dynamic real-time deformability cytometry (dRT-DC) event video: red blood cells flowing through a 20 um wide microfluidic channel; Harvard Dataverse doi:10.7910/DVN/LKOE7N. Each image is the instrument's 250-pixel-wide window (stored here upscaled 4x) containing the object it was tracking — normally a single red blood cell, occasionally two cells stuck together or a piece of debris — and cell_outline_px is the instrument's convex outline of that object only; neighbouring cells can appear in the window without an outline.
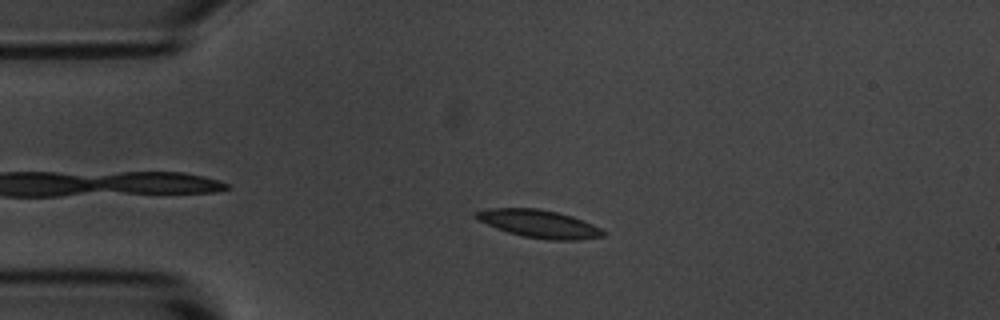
{"species": "common noctule bat (a hibernating species)", "species_latin": "Nyctalus noctula", "temperature_condition": "room temperature", "stored_images_in_passage": 45, "camera_frame_rate_fps": 3000, "um_per_image_px": 0.085, "animal": {"sex": "male", "body_mass_g": 20.1, "forearm_length_mm": 53.5}, "frame": {"image": 1, "passage_image": 7, "time_ms": 2.0, "image_size_px": [1000, 320], "cell_outline_px": [[604, 236], [576, 240], [548, 240], [524, 236], [508, 232], [496, 228], [476, 220], [472, 216], [472, 212], [488, 208], [536, 208], [556, 212], [572, 216], [592, 224], [600, 228], [604, 232]], "centroid_in_image_um": [45.74, 19.01], "position_along_channel_um": 39.3, "area_um2": 20.63}}
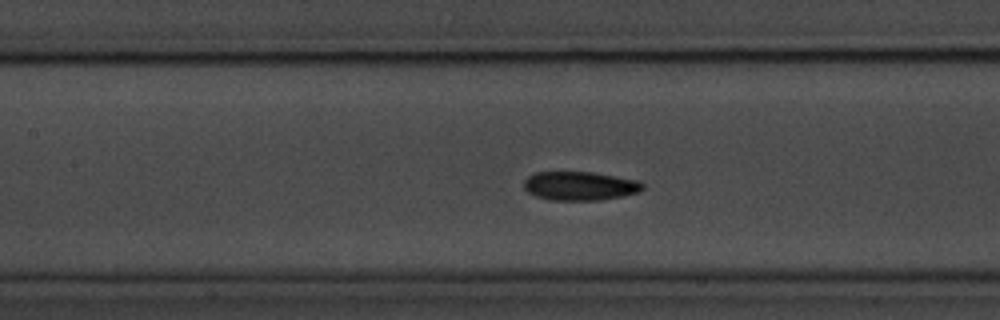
{"frame": {"image": 2, "passage_image": 19, "time_ms": 6.0, "image_size_px": [1000, 320], "cell_outline_px": [[644, 188], [640, 192], [624, 196], [596, 200], [548, 200], [536, 196], [528, 192], [524, 188], [524, 180], [528, 176], [536, 172], [592, 172], [640, 180], [644, 184]], "centroid_in_image_um": [49.32, 15.8], "position_along_channel_um": 158.1, "area_um2": 20.11}}
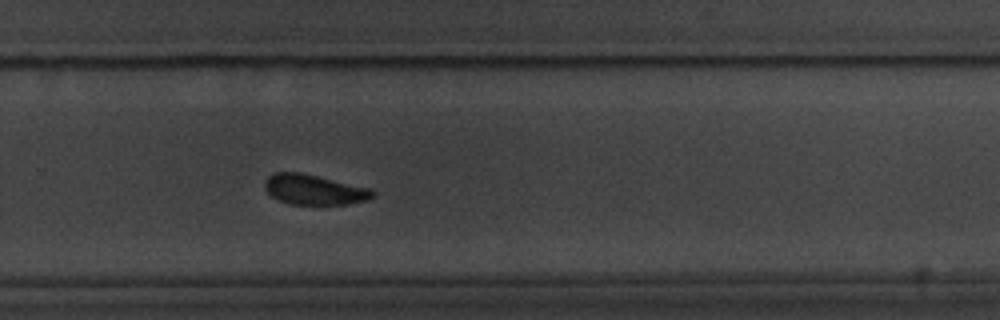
{"frame": {"image": 3, "passage_image": 31, "time_ms": 10.0, "image_size_px": [1000, 320], "cell_outline_px": [[376, 196], [368, 200], [348, 204], [288, 204], [272, 196], [264, 188], [264, 180], [268, 176], [276, 172], [300, 172], [372, 188], [376, 192]], "centroid_in_image_um": [26.74, 16.11], "position_along_channel_um": 303.1, "area_um2": 19.13}, "authors_computed_cell_mechanics": {"area_um2": 20.1144, "velocity_mm_per_s": 3.6362, "shape_relaxation_time_tau1_ms": 2.4611, "shape_relaxation_time_tau2_ms": 3.7771, "deformation_change_tau1": 0.1116, "deformation_change_tau2": 0.0829}}